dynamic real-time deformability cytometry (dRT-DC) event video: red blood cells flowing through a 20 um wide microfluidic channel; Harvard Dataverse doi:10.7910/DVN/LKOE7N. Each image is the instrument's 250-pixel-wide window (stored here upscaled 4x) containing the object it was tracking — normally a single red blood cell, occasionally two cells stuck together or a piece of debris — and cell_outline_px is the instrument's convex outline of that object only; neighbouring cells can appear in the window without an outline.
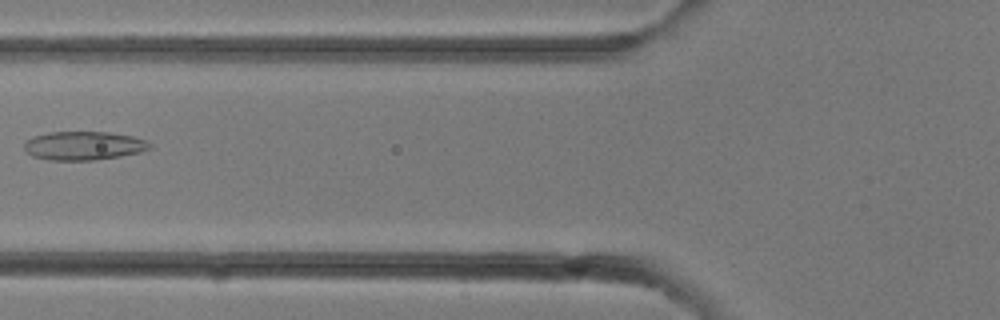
{"species": "common noctule bat (a hibernating species)", "species_latin": "Nyctalus noctula", "temperature_condition": "room temperature", "stored_images_in_passage": 7, "camera_frame_rate_fps": 3000, "um_per_image_px": 0.085, "animal": {"sex": "female"}, "frame": {"image": 1, "passage_image": 6, "time_ms": 1.667, "image_size_px": [1000, 320], "cell_outline_px": [[152, 148], [140, 152], [120, 156], [96, 160], [48, 160], [32, 156], [24, 148], [24, 140], [32, 136], [48, 132], [108, 132], [132, 136], [148, 140], [152, 144]], "centroid_in_image_um": [7.12, 12.38], "position_along_channel_um": 118.7, "area_um2": 21.21}}